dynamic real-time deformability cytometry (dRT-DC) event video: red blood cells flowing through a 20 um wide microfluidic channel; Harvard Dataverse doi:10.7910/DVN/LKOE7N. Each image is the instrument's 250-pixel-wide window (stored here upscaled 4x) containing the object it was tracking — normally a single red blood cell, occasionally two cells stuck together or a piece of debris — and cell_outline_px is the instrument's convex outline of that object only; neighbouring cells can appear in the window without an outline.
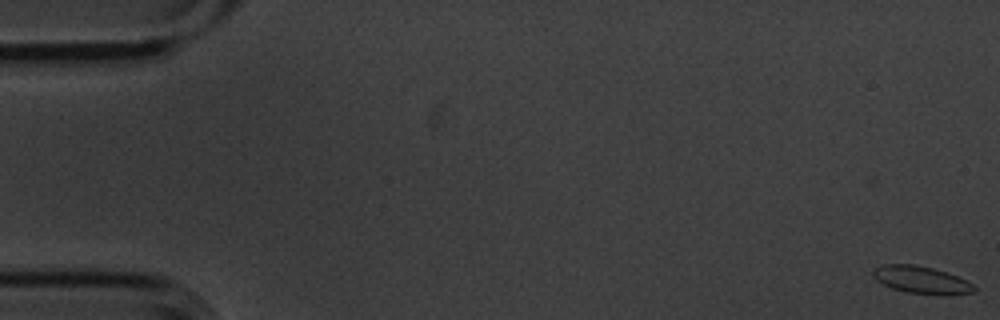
{"species": "common noctule bat (a hibernating species)", "species_latin": "Nyctalus noctula", "temperature_condition": "cold", "stored_images_in_passage": 7, "camera_frame_rate_fps": 3000, "um_per_image_px": 0.085, "animal": {"sex": "male", "body_mass_g": 20.1, "forearm_length_mm": 53.5}, "frame": {"image": 1, "passage_image": 1, "time_ms": 0.0, "image_size_px": [1000, 320], "cell_outline_px": [[976, 288], [972, 292], [908, 292], [892, 288], [876, 280], [872, 276], [872, 272], [876, 268], [884, 264], [916, 264], [948, 272], [972, 284]], "centroid_in_image_um": [78.2, 23.72], "position_along_channel_um": 6.8, "area_um2": 15.14}}
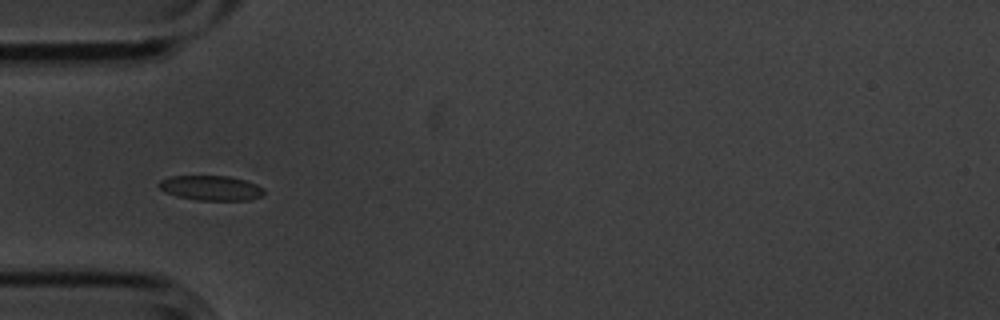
{"frame": {"image": 2, "passage_image": 6, "time_ms": 1.667, "image_size_px": [1000, 320], "cell_outline_px": [[264, 192], [260, 196], [248, 200], [196, 200], [176, 196], [164, 192], [156, 184], [160, 180], [172, 176], [228, 176], [244, 180], [256, 184], [264, 188]], "centroid_in_image_um": [17.89, 15.98], "position_along_channel_um": 67.1, "area_um2": 15.2}}
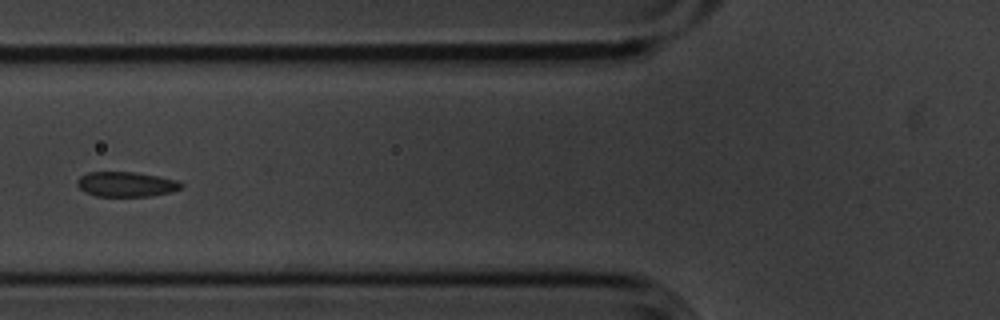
{"frame": {"image": 3, "passage_image": 7, "time_ms": 2.0, "image_size_px": [1000, 320], "cell_outline_px": [[184, 184], [180, 188], [168, 192], [152, 196], [96, 196], [84, 192], [76, 184], [76, 180], [80, 176], [88, 172], [136, 172], [180, 180]], "centroid_in_image_um": [10.71, 15.65], "position_along_channel_um": 115.1, "area_um2": 15.2}}